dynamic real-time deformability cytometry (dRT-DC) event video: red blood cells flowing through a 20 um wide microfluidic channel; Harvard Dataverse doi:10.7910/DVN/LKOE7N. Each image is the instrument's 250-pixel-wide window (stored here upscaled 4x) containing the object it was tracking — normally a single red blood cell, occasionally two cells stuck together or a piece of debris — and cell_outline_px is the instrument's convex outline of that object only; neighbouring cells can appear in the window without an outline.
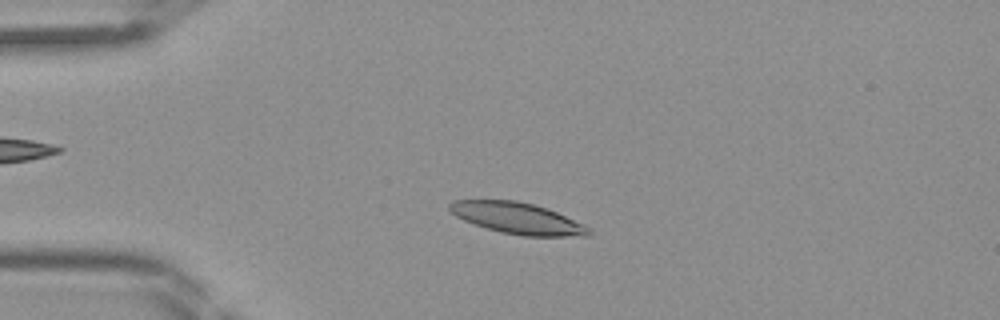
{"species": "Egyptian fruit bat (a non-hibernating species)", "species_latin": "Rousettus aegyptiacus", "temperature_condition": "room temperature", "stored_images_in_passage": 43, "camera_frame_rate_fps": 3000, "um_per_image_px": 0.085, "frame": {"image": 1, "passage_image": 9, "time_ms": 2.667, "image_size_px": [1000, 320], "cell_outline_px": [[592, 232], [588, 236], [524, 236], [500, 232], [464, 220], [456, 216], [448, 208], [448, 204], [452, 200], [516, 200], [548, 208], [584, 224]], "centroid_in_image_um": [44.0, 18.54], "position_along_channel_um": 41.0, "area_um2": 25.26}}
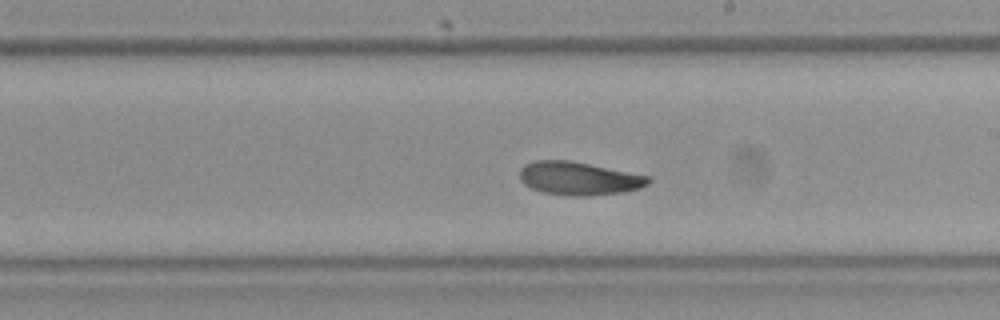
{"frame": {"image": 2, "passage_image": 24, "time_ms": 7.667, "image_size_px": [1000, 320], "cell_outline_px": [[652, 180], [648, 184], [640, 188], [624, 192], [588, 196], [572, 196], [544, 192], [532, 188], [524, 184], [520, 180], [520, 168], [524, 164], [536, 160], [568, 160], [652, 176]], "centroid_in_image_um": [49.23, 15.16], "position_along_channel_um": 239.8, "area_um2": 25.03}}
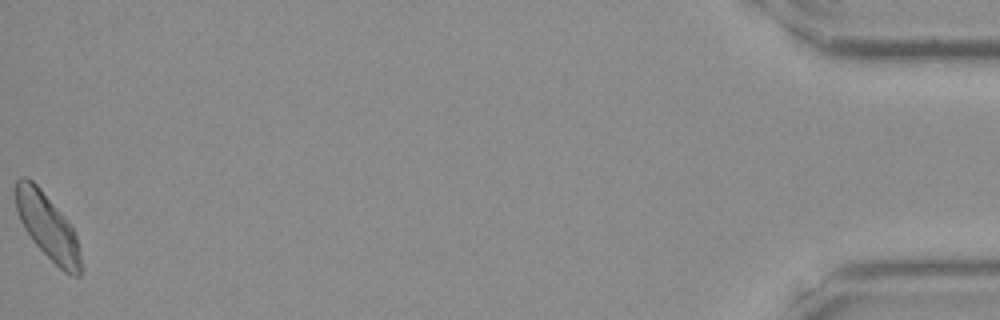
{"frame": {"image": 3, "passage_image": 43, "time_ms": 14.0, "image_size_px": [1000, 320], "cell_outline_px": [[84, 268], [80, 276], [72, 276], [64, 272], [32, 240], [24, 228], [16, 212], [16, 180], [20, 176], [24, 176], [32, 180], [40, 188], [72, 224], [80, 248]], "centroid_in_image_um": [4.1, 19.28], "position_along_channel_um": 431.1, "area_um2": 25.2}}